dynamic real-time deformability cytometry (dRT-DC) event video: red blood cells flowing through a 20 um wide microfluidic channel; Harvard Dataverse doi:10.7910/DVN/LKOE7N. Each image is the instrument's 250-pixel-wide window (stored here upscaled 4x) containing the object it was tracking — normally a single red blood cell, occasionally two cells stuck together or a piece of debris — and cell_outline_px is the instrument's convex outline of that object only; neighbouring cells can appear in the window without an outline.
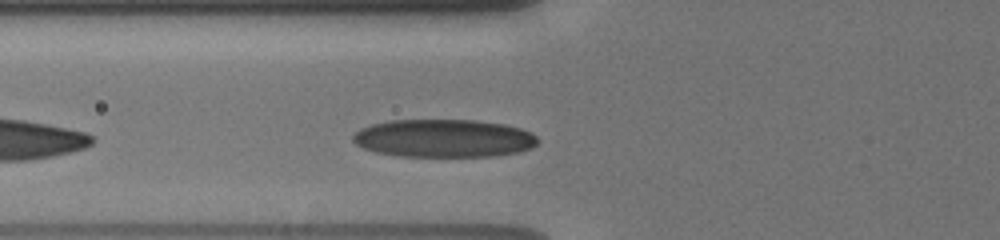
{"species": "human", "species_latin": "Homo sapiens", "temperature_condition": "cold", "stored_images_in_passage": 9, "camera_frame_rate_fps": 3000, "um_per_image_px": 0.085, "donor": {"sex": "male"}, "frame": {"image": 1, "passage_image": 6, "time_ms": 2.667, "image_size_px": [1000, 240], "cell_outline_px": [[536, 144], [532, 148], [520, 152], [496, 156], [400, 156], [376, 152], [364, 148], [356, 144], [352, 140], [352, 136], [360, 128], [372, 124], [388, 120], [476, 120], [504, 124], [520, 128], [532, 132], [536, 136]], "centroid_in_image_um": [37.73, 11.75], "position_along_channel_um": 88.1, "area_um2": 41.04}}
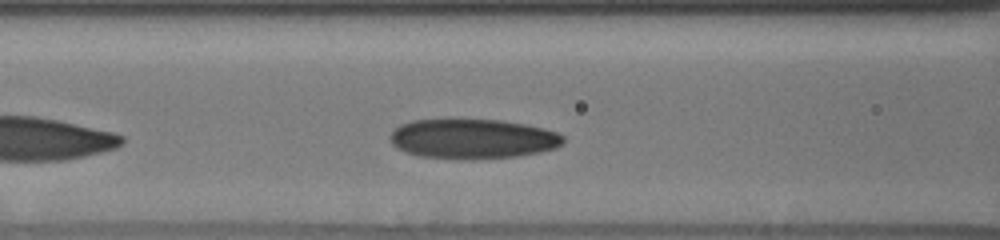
{"frame": {"image": 2, "passage_image": 8, "time_ms": 3.667, "image_size_px": [1000, 240], "cell_outline_px": [[564, 140], [556, 148], [540, 152], [516, 156], [464, 160], [420, 156], [404, 152], [396, 148], [392, 144], [388, 136], [392, 128], [400, 124], [412, 120], [448, 116], [452, 116], [500, 120], [524, 124], [544, 128], [556, 132], [564, 136]], "centroid_in_image_um": [40.07, 11.75], "position_along_channel_um": 126.5, "area_um2": 41.67}}